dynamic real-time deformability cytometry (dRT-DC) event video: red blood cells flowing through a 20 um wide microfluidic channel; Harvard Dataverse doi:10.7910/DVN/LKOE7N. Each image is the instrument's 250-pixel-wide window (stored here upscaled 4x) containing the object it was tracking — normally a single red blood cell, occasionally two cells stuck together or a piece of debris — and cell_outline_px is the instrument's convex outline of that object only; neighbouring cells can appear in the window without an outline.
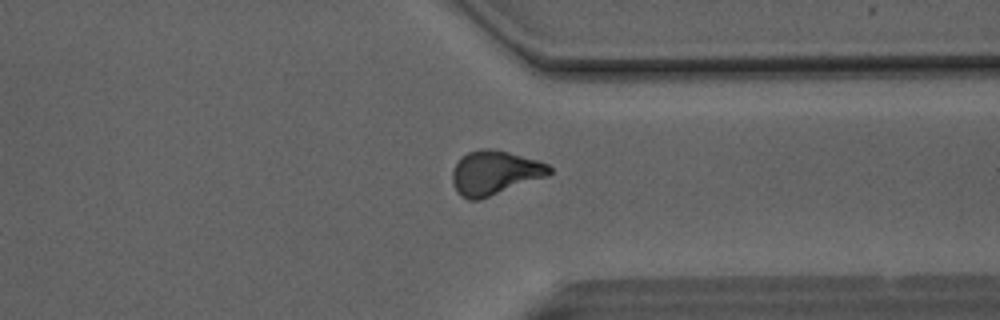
{"species": "Egyptian fruit bat (a non-hibernating species)", "species_latin": "Rousettus aegyptiacus", "temperature_condition": "room temperature", "stored_images_in_passage": 38, "camera_frame_rate_fps": 3000, "um_per_image_px": 0.085, "animal": {"sex": "male"}, "frame": {"image": 1, "passage_image": 27, "time_ms": 8.667, "image_size_px": [1000, 320], "cell_outline_px": [[552, 172], [548, 176], [480, 200], [468, 200], [460, 196], [456, 192], [452, 180], [452, 172], [460, 156], [468, 152], [484, 148], [488, 148], [508, 152], [536, 160], [548, 164], [552, 168]], "centroid_in_image_um": [42.03, 14.7], "position_along_channel_um": 369.4, "area_um2": 25.09}}
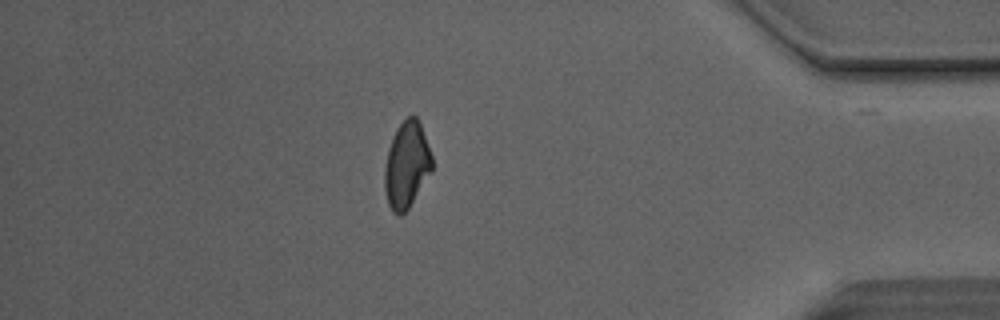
{"frame": {"image": 2, "passage_image": 32, "time_ms": 10.333, "image_size_px": [1000, 320], "cell_outline_px": [[432, 172], [408, 208], [400, 216], [396, 216], [392, 212], [388, 204], [384, 188], [384, 168], [388, 148], [400, 124], [408, 116], [416, 116], [420, 124], [432, 156]], "centroid_in_image_um": [34.55, 14.07], "position_along_channel_um": 400.6, "area_um2": 23.7}, "authors_computed_cell_mechanics": {"area_um2": 24.0159, "velocity_mm_per_s": 4.1368, "shape_relaxation_time_tau1_ms": null, "shape_relaxation_time_tau2_ms": 3.0306, "deformation_change_tau1": null, "deformation_change_tau2": 0.1111}}